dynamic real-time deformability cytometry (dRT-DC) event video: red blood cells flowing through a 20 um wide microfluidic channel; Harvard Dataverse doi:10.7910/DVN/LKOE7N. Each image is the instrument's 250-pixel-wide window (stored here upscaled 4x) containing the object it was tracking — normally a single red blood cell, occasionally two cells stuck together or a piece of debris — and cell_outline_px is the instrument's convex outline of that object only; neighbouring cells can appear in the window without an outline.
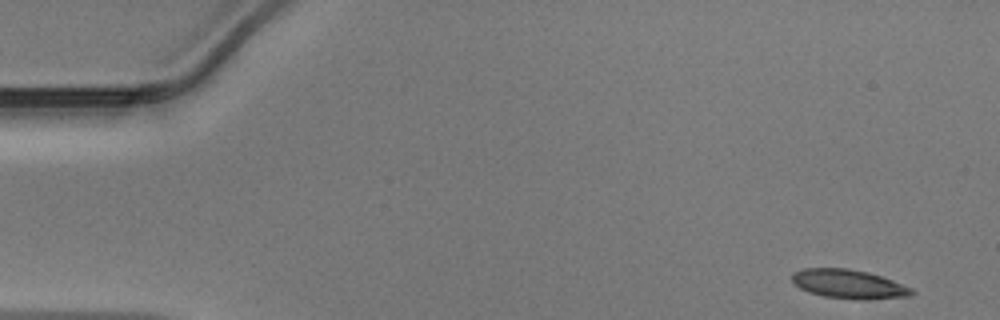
{"species": "Egyptian fruit bat (a non-hibernating species)", "species_latin": "Rousettus aegyptiacus", "temperature_condition": "warm", "stored_images_in_passage": 46, "camera_frame_rate_fps": 3000, "um_per_image_px": 0.085, "animal": {"sex": "male"}, "frame": {"image": 1, "passage_image": 1, "time_ms": 0.0, "image_size_px": [1000, 320], "cell_outline_px": [[916, 292], [908, 296], [824, 296], [808, 292], [800, 288], [792, 280], [792, 272], [804, 268], [848, 268], [868, 272], [892, 280], [912, 288]], "centroid_in_image_um": [72.04, 24.06], "position_along_channel_um": 13.0, "area_um2": 18.9}}
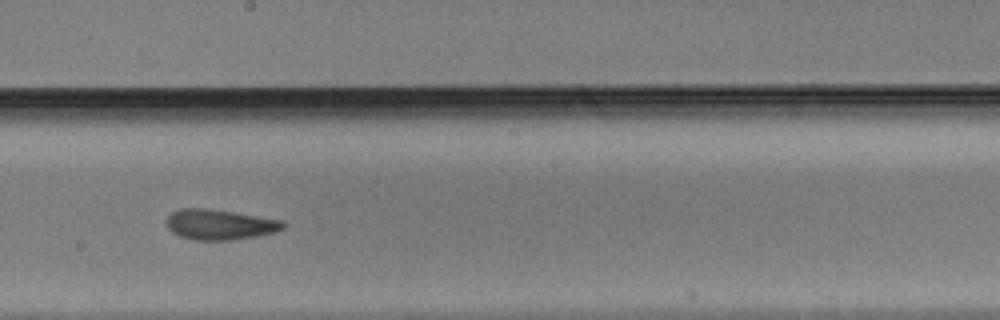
{"frame": {"image": 2, "passage_image": 25, "time_ms": 8.0, "image_size_px": [1000, 320], "cell_outline_px": [[288, 224], [284, 228], [272, 232], [256, 236], [232, 240], [196, 240], [180, 236], [172, 232], [168, 228], [168, 216], [172, 212], [180, 208], [208, 208], [284, 220]], "centroid_in_image_um": [18.71, 19.08], "position_along_channel_um": 229.5, "area_um2": 20.58}}
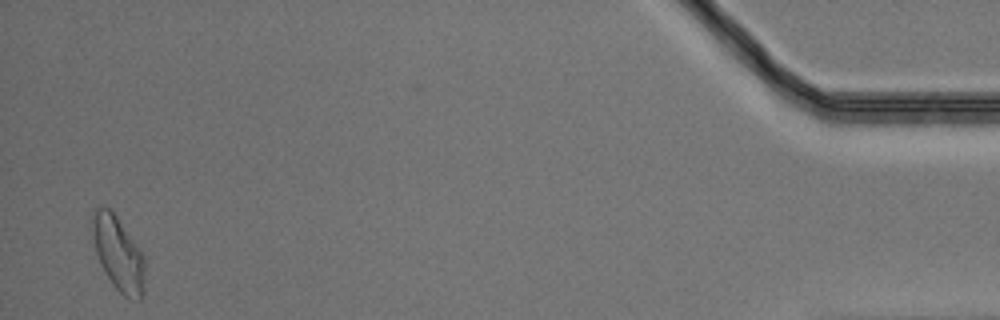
{"frame": {"image": 3, "passage_image": 45, "time_ms": 14.667, "image_size_px": [1000, 320], "cell_outline_px": [[144, 296], [140, 300], [128, 300], [112, 284], [100, 264], [96, 252], [92, 236], [92, 220], [96, 208], [108, 208], [116, 216], [144, 256]], "centroid_in_image_um": [10.07, 21.64], "position_along_channel_um": 425.1, "area_um2": 22.43}}